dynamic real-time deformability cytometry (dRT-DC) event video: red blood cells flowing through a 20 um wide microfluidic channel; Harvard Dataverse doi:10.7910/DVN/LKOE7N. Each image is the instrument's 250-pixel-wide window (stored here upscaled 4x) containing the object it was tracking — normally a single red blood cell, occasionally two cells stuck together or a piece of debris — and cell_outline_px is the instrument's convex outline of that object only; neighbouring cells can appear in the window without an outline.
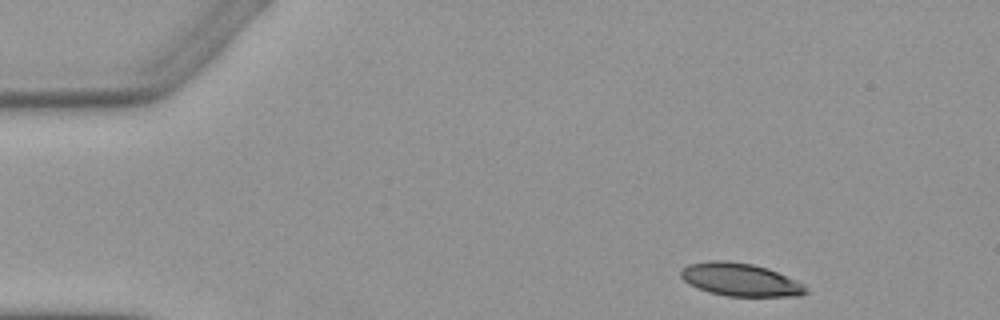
{"species": "Egyptian fruit bat (a non-hibernating species)", "species_latin": "Rousettus aegyptiacus", "temperature_condition": "warm", "stored_images_in_passage": 4, "camera_frame_rate_fps": 3000, "um_per_image_px": 0.085, "animal": {"sex": "female"}, "frame": {"image": 1, "passage_image": 1, "time_ms": 0.0, "image_size_px": [1000, 320], "cell_outline_px": [[808, 292], [800, 296], [728, 296], [708, 292], [696, 288], [688, 284], [680, 276], [680, 272], [688, 264], [708, 260], [724, 260], [752, 264], [768, 268], [804, 284]], "centroid_in_image_um": [62.9, 23.77], "position_along_channel_um": 22.1, "area_um2": 24.04}}
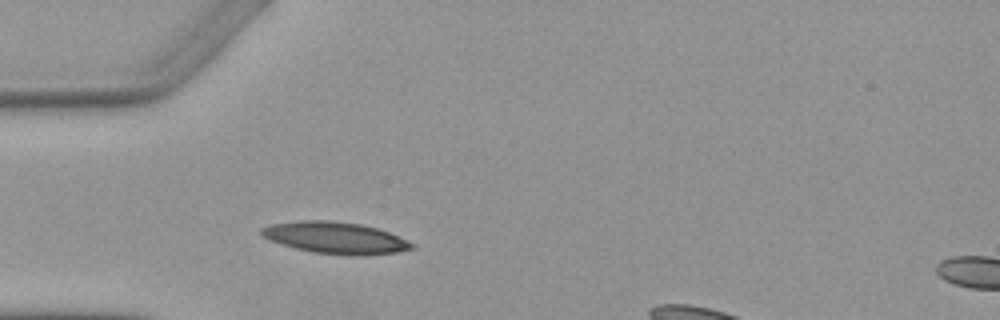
{"frame": {"image": 2, "passage_image": 3, "time_ms": 3.0, "image_size_px": [1000, 320], "cell_outline_px": [[416, 244], [412, 248], [396, 252], [356, 256], [348, 256], [312, 252], [296, 248], [272, 240], [264, 236], [260, 232], [260, 228], [272, 224], [300, 220], [332, 220], [360, 224], [376, 228], [388, 232], [408, 240]], "centroid_in_image_um": [28.53, 20.21], "position_along_channel_um": 56.5, "area_um2": 27.57}}